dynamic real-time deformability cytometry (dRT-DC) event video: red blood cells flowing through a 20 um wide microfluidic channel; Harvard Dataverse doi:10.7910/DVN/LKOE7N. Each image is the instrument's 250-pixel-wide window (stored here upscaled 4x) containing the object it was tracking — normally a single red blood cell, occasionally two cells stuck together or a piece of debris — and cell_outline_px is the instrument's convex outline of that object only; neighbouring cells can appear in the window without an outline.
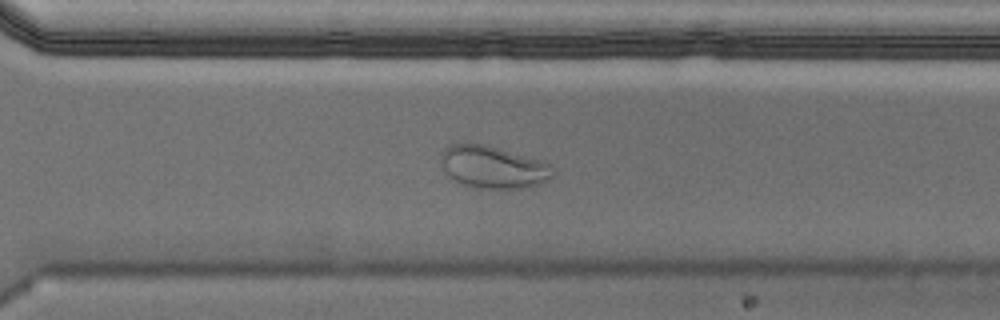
{"species": "Egyptian fruit bat (a non-hibernating species)", "species_latin": "Rousettus aegyptiacus", "temperature_condition": "cold", "stored_images_in_passage": 57, "camera_frame_rate_fps": 3000, "um_per_image_px": 0.085, "animal": {"sex": "male"}, "frame": {"image": 1, "passage_image": 41, "time_ms": 13.333, "image_size_px": [1000, 320], "cell_outline_px": [[556, 172], [552, 176], [540, 184], [524, 188], [472, 188], [448, 176], [440, 160], [440, 156], [452, 144], [464, 140], [468, 140], [488, 144], [540, 160], [548, 164]], "centroid_in_image_um": [41.89, 14.16], "position_along_channel_um": 328.7, "area_um2": 27.98}}